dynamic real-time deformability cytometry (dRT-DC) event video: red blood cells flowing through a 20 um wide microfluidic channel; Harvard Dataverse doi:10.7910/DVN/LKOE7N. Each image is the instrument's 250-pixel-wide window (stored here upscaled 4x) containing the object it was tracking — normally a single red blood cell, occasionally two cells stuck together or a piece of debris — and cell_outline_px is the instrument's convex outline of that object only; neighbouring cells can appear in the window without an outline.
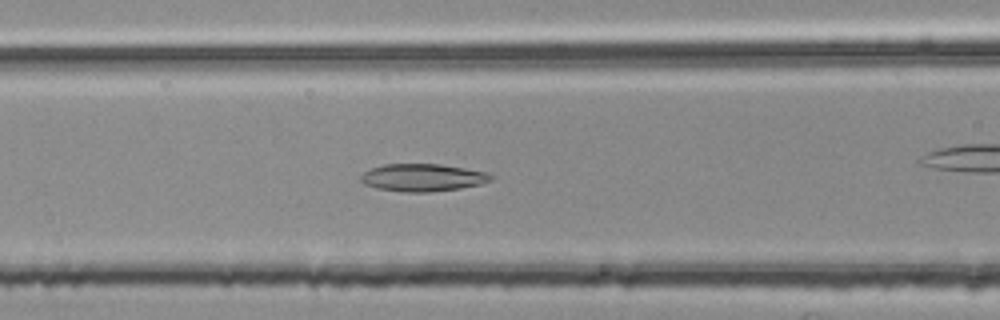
{"species": "common noctule bat (a hibernating species)", "species_latin": "Nyctalus noctula", "temperature_condition": "room temperature", "stored_images_in_passage": 50, "camera_frame_rate_fps": 3000, "um_per_image_px": 0.085, "animal": {"sex": "female", "body_mass_g": 25.1}, "frame": {"image": 1, "passage_image": 18, "time_ms": 5.667, "image_size_px": [1000, 320], "cell_outline_px": [[492, 180], [480, 184], [460, 188], [428, 192], [404, 192], [380, 188], [364, 184], [360, 180], [360, 176], [364, 172], [372, 168], [384, 164], [440, 164], [488, 172], [492, 176]], "centroid_in_image_um": [35.93, 15.09], "position_along_channel_um": 130.7, "area_um2": 20.69}}
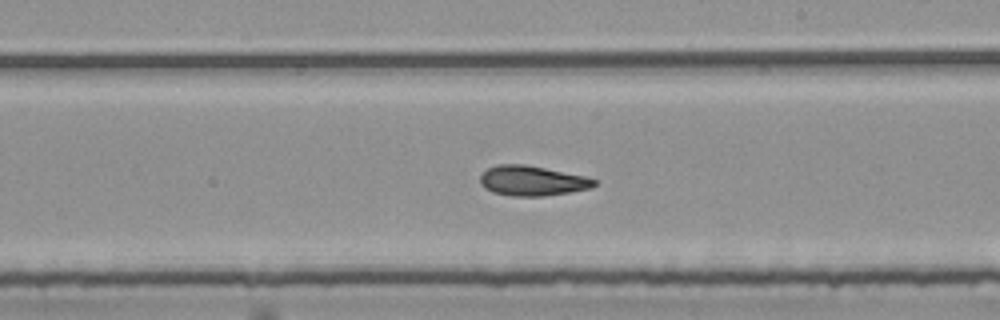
{"frame": {"image": 2, "passage_image": 27, "time_ms": 8.667, "image_size_px": [1000, 320], "cell_outline_px": [[596, 184], [592, 188], [572, 192], [544, 196], [512, 196], [492, 192], [484, 188], [480, 184], [480, 176], [488, 168], [496, 164], [524, 164], [584, 176], [596, 180]], "centroid_in_image_um": [45.22, 15.37], "position_along_channel_um": 243.8, "area_um2": 19.94}}
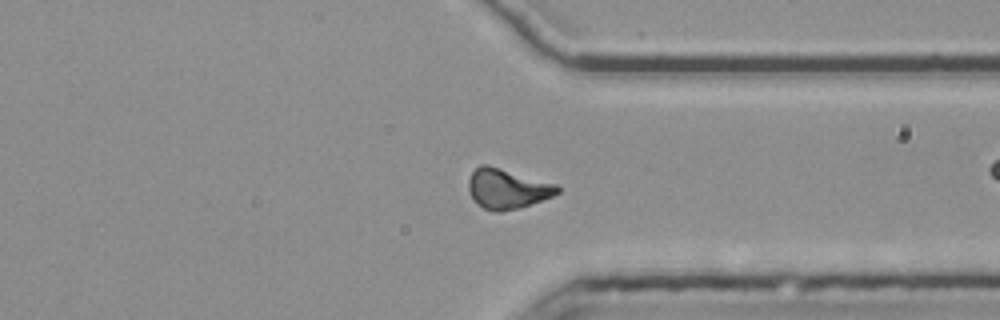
{"frame": {"image": 3, "passage_image": 37, "time_ms": 12.0, "image_size_px": [1000, 320], "cell_outline_px": [[560, 192], [552, 196], [520, 208], [500, 212], [496, 212], [484, 208], [476, 204], [468, 188], [468, 180], [472, 172], [480, 164], [488, 164], [556, 184], [560, 188]], "centroid_in_image_um": [43.1, 16.04], "position_along_channel_um": 368.3, "area_um2": 20.69}, "authors_computed_cell_mechanics": {"area_um2": 20.1144, "velocity_mm_per_s": 3.7772, "shape_relaxation_time_tau1_ms": 5.5611, "shape_relaxation_time_tau2_ms": 3.939, "deformation_change_tau1": 0.1543, "deformation_change_tau2": 0.1299}}